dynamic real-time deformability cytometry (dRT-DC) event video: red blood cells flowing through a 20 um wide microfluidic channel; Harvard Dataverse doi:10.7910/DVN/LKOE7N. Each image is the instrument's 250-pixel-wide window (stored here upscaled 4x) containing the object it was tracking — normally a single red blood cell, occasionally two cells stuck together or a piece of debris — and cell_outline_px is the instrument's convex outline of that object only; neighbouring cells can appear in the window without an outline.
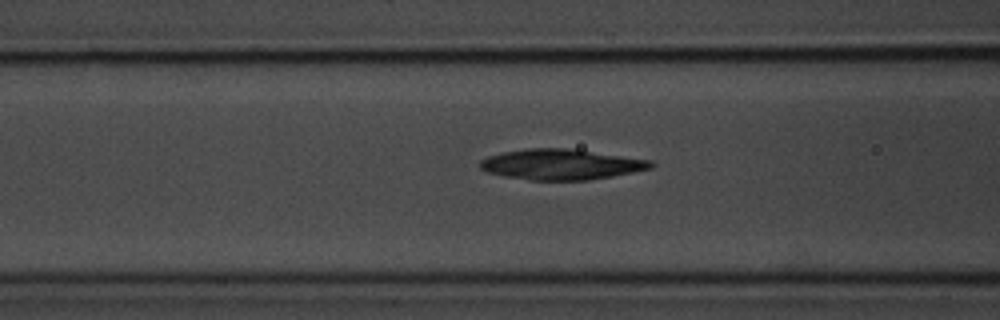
{"species": "common noctule bat (a hibernating species)", "species_latin": "Nyctalus noctula", "temperature_condition": "room temperature", "stored_images_in_passage": 28, "camera_frame_rate_fps": 3000, "um_per_image_px": 0.085, "animal": {"sex": "male", "body_mass_g": 20.1, "forearm_length_mm": 53.5}, "frame": {"image": 1, "passage_image": 5, "time_ms": 1.333, "image_size_px": [1000, 320], "cell_outline_px": [[656, 164], [652, 168], [612, 176], [588, 180], [532, 180], [504, 176], [488, 172], [480, 168], [480, 160], [488, 156], [504, 152], [528, 148], [568, 148], [652, 160]], "centroid_in_image_um": [47.71, 13.97], "position_along_channel_um": 118.9, "area_um2": 30.29}}
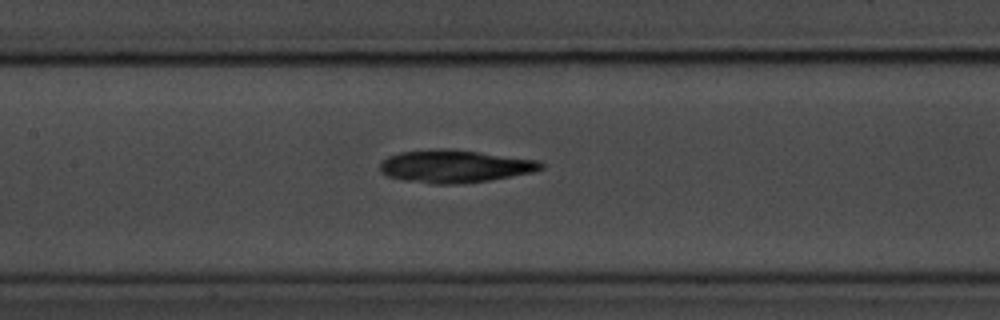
{"frame": {"image": 2, "passage_image": 9, "time_ms": 2.667, "image_size_px": [1000, 320], "cell_outline_px": [[544, 168], [532, 172], [488, 180], [456, 184], [432, 184], [404, 180], [388, 176], [380, 172], [380, 164], [388, 156], [400, 152], [436, 148], [448, 148], [480, 152], [540, 160], [544, 164]], "centroid_in_image_um": [38.65, 14.12], "position_along_channel_um": 168.7, "area_um2": 30.69}}